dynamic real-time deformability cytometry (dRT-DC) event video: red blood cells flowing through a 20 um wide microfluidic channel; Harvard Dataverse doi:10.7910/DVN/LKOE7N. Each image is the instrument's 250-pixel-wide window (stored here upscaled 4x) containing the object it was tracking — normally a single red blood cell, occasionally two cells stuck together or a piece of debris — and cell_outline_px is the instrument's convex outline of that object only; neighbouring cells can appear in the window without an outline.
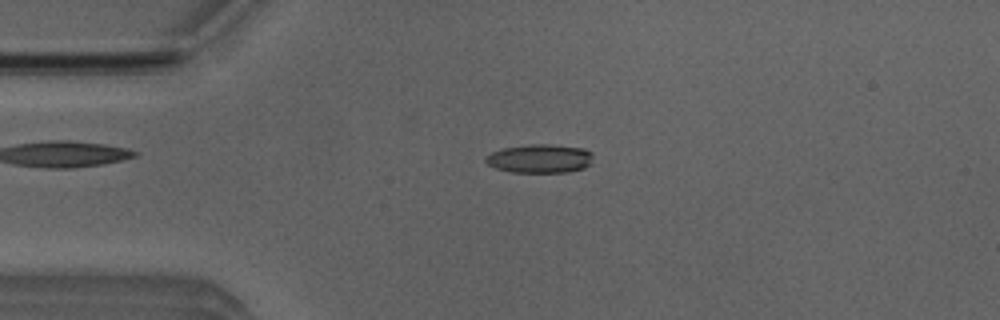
{"species": "Egyptian fruit bat (a non-hibernating species)", "species_latin": "Rousettus aegyptiacus", "temperature_condition": "room temperature", "stored_images_in_passage": 42, "camera_frame_rate_fps": 3000, "um_per_image_px": 0.085, "animal": {"sex": "male"}, "frame": {"image": 1, "passage_image": 11, "time_ms": 3.333, "image_size_px": [1000, 320], "cell_outline_px": [[592, 156], [588, 164], [584, 168], [568, 172], [512, 172], [496, 168], [488, 164], [484, 160], [492, 152], [504, 148], [532, 144], [544, 144], [584, 148], [592, 152]], "centroid_in_image_um": [45.89, 13.48], "position_along_channel_um": 39.1, "area_um2": 17.69}}
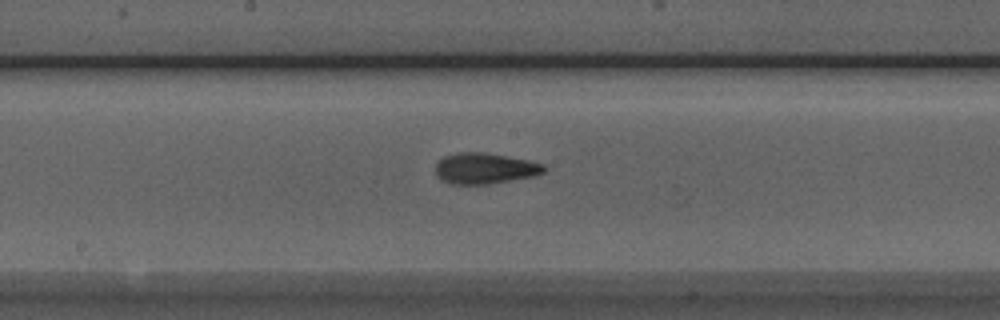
{"frame": {"image": 2, "passage_image": 26, "time_ms": 8.333, "image_size_px": [1000, 320], "cell_outline_px": [[548, 168], [544, 172], [532, 176], [488, 184], [452, 184], [440, 180], [436, 176], [436, 164], [444, 156], [456, 152], [484, 152], [508, 156], [528, 160], [544, 164]], "centroid_in_image_um": [41.19, 14.3], "position_along_channel_um": 207.0, "area_um2": 19.59}}
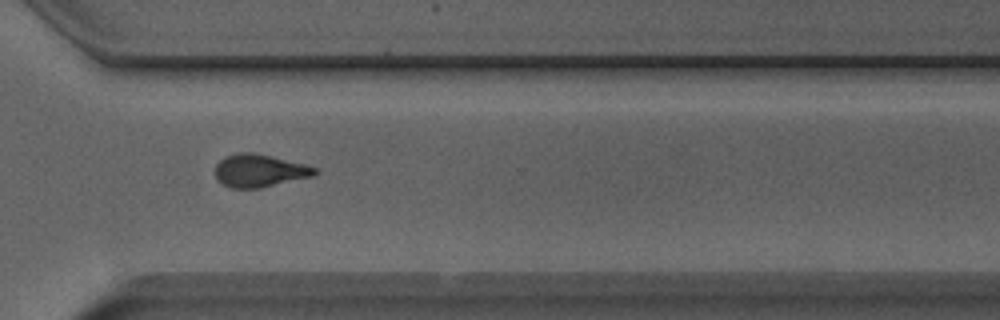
{"frame": {"image": 3, "passage_image": 37, "time_ms": 12.0, "image_size_px": [1000, 320], "cell_outline_px": [[316, 172], [312, 176], [260, 188], [232, 188], [216, 180], [216, 164], [224, 156], [240, 152], [252, 152], [304, 164], [316, 168]], "centroid_in_image_um": [22.0, 14.5], "position_along_channel_um": 348.6, "area_um2": 18.73}}